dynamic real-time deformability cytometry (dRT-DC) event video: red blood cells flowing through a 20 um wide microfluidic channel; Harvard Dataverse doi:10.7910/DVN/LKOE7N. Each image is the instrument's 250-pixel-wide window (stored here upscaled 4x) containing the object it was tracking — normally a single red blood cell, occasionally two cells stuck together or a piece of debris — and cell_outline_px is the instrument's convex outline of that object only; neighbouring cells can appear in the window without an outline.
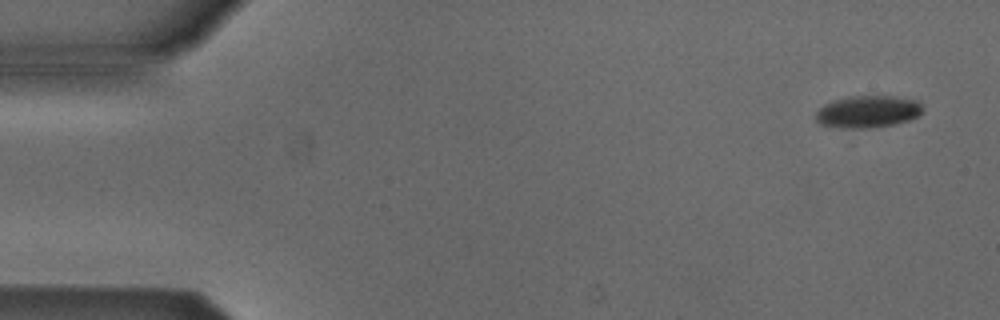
{"species": "Egyptian fruit bat (a non-hibernating species)", "species_latin": "Rousettus aegyptiacus", "temperature_condition": "cold", "stored_images_in_passage": 6, "camera_frame_rate_fps": 3000, "um_per_image_px": 0.085, "animal": {"sex": "male"}, "frame": {"image": 1, "passage_image": 1, "time_ms": 0.0, "image_size_px": [1000, 320], "cell_outline_px": [[924, 108], [916, 116], [908, 120], [892, 124], [868, 128], [840, 128], [820, 124], [816, 120], [816, 112], [824, 104], [836, 100], [852, 96], [892, 96], [916, 100]], "centroid_in_image_um": [73.74, 9.49], "position_along_channel_um": 11.3, "area_um2": 19.71}}
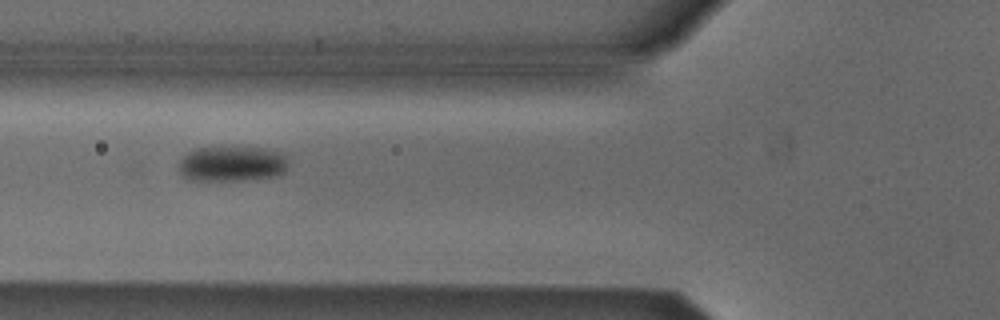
{"frame": {"image": 2, "passage_image": 5, "time_ms": 5.667, "image_size_px": [1000, 320], "cell_outline_px": [[288, 164], [284, 172], [276, 176], [252, 180], [192, 180], [184, 176], [180, 172], [180, 160], [188, 152], [196, 148], [224, 144], [264, 148], [280, 152], [288, 156]], "centroid_in_image_um": [19.76, 13.87], "position_along_channel_um": 106.0, "area_um2": 23.47}}
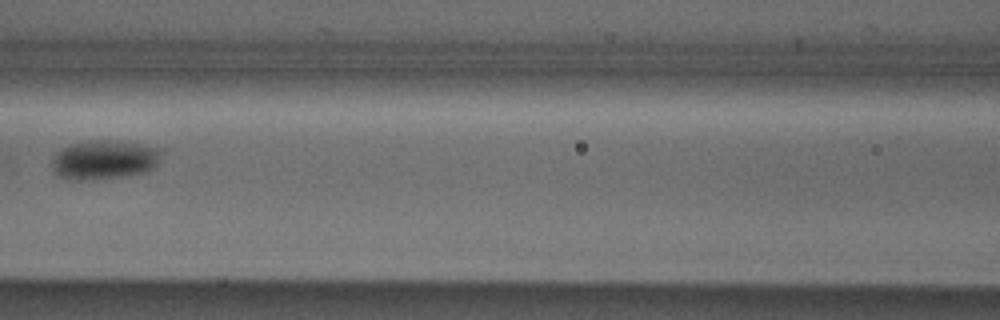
{"frame": {"image": 3, "passage_image": 6, "time_ms": 7.0, "image_size_px": [1000, 320], "cell_outline_px": [[160, 152], [156, 164], [148, 172], [120, 176], [84, 180], [64, 180], [56, 176], [52, 168], [52, 160], [56, 152], [60, 148], [68, 144], [92, 140], [124, 140], [156, 148]], "centroid_in_image_um": [8.76, 13.57], "position_along_channel_um": 157.8, "area_um2": 25.14}}